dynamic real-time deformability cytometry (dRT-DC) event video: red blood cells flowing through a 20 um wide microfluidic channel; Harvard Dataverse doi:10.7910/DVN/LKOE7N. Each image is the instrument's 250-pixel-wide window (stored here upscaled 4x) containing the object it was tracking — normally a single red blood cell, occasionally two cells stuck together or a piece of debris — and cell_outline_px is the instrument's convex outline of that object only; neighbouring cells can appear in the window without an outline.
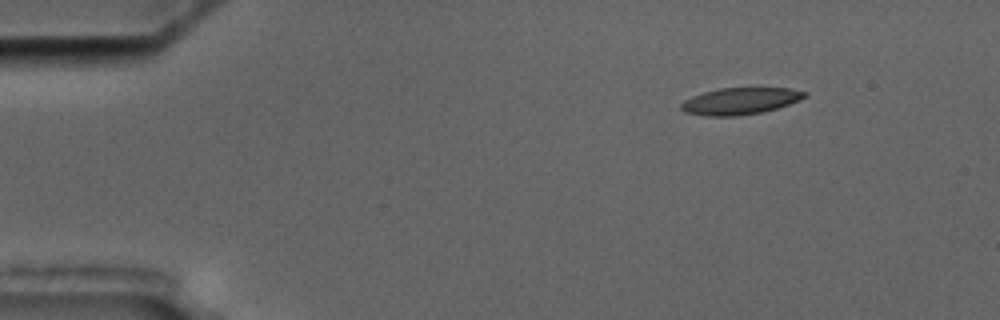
{"species": "common noctule bat (a hibernating species)", "species_latin": "Nyctalus noctula", "temperature_condition": "cold", "stored_images_in_passage": 6, "segment_of_instrument_passage": [2, 2], "camera_frame_rate_fps": 3000, "um_per_image_px": 0.085, "animal": {"sex": "male", "body_mass_g": 17.5, "forearm_length_mm": 52.3}, "frame": {"image": 1, "passage_image": 6, "time_ms": 6.667, "image_size_px": [1000, 320], "cell_outline_px": [[808, 96], [800, 100], [776, 108], [760, 112], [736, 116], [704, 116], [684, 112], [680, 108], [680, 104], [684, 100], [692, 96], [704, 92], [720, 88], [792, 88], [808, 92]], "centroid_in_image_um": [62.91, 8.58], "position_along_channel_um": 22.1, "area_um2": 19.31}}